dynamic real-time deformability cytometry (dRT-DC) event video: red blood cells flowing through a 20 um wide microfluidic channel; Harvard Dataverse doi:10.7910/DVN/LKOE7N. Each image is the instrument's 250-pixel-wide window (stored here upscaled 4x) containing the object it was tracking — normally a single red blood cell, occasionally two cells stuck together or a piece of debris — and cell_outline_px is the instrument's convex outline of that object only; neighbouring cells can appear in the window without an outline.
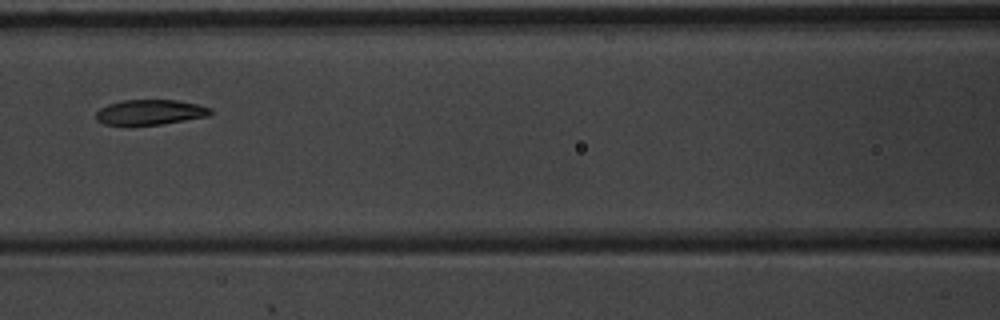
{"species": "common noctule bat (a hibernating species)", "species_latin": "Nyctalus noctula", "temperature_condition": "warm", "stored_images_in_passage": 6, "camera_frame_rate_fps": 3000, "um_per_image_px": 0.085, "animal": {"sex": "male", "body_mass_g": 20.1, "forearm_length_mm": 53.5}, "frame": {"image": 1, "passage_image": 6, "time_ms": 1.667, "image_size_px": [1000, 320], "cell_outline_px": [[212, 112], [208, 116], [160, 124], [132, 128], [104, 124], [96, 120], [96, 112], [100, 108], [108, 104], [124, 100], [176, 100], [196, 104], [212, 108]], "centroid_in_image_um": [12.68, 9.58], "position_along_channel_um": 153.9, "area_um2": 17.28}}